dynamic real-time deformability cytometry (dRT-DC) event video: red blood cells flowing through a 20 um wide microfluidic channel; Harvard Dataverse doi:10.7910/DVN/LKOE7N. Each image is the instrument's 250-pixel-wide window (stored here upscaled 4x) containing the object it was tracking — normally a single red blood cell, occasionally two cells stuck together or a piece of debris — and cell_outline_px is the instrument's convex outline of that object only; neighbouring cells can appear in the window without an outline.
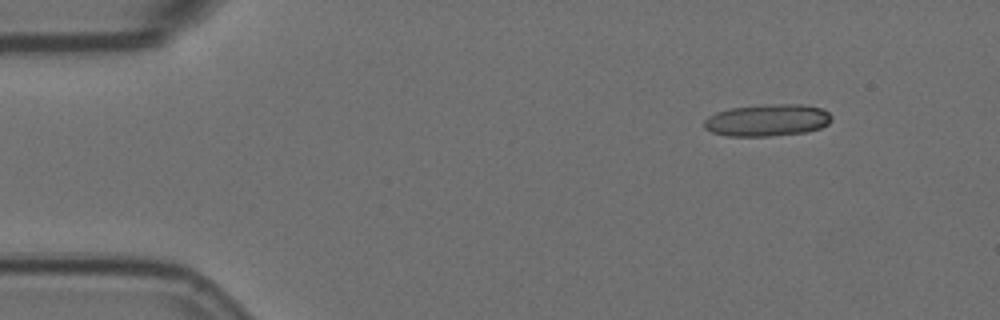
{"species": "Egyptian fruit bat (a non-hibernating species)", "species_latin": "Rousettus aegyptiacus", "temperature_condition": "room temperature", "stored_images_in_passage": 5, "camera_frame_rate_fps": 3000, "um_per_image_px": 0.085, "animal": {"sex": "female"}, "frame": {"image": 1, "passage_image": 1, "time_ms": 0.0, "image_size_px": [1000, 320], "cell_outline_px": [[832, 120], [828, 124], [820, 128], [808, 132], [772, 136], [728, 136], [712, 132], [704, 128], [704, 120], [708, 116], [716, 112], [732, 108], [768, 104], [800, 104], [820, 108], [828, 112], [832, 116]], "centroid_in_image_um": [65.23, 10.22], "position_along_channel_um": 19.8, "area_um2": 23.87}}
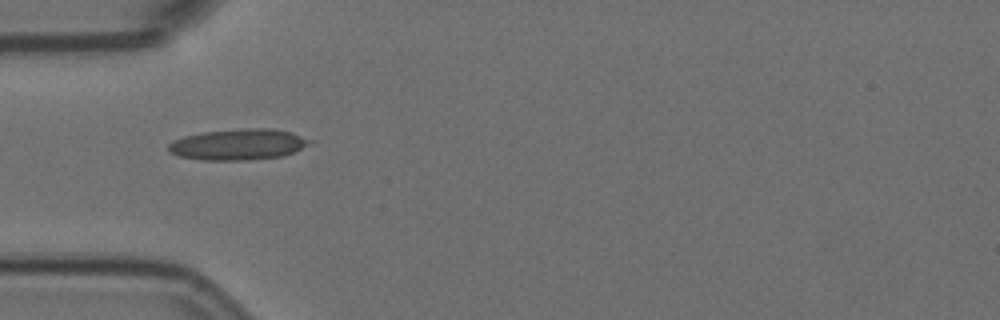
{"frame": {"image": 2, "passage_image": 4, "time_ms": 1.0, "image_size_px": [1000, 320], "cell_outline_px": [[316, 140], [284, 156], [248, 160], [204, 160], [180, 156], [168, 152], [168, 144], [184, 136], [204, 132], [244, 128], [272, 128], [292, 132]], "centroid_in_image_um": [20.29, 12.27], "position_along_channel_um": 64.7, "area_um2": 25.55}}
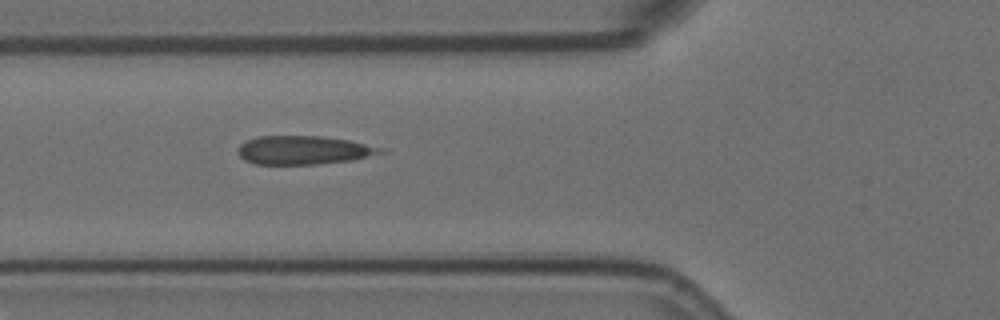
{"frame": {"image": 3, "passage_image": 5, "time_ms": 1.333, "image_size_px": [1000, 320], "cell_outline_px": [[388, 152], [352, 160], [316, 164], [256, 164], [244, 160], [240, 156], [236, 148], [244, 140], [256, 136], [320, 136], [348, 140], [388, 148]], "centroid_in_image_um": [25.83, 12.75], "position_along_channel_um": 100.0, "area_um2": 24.1}}